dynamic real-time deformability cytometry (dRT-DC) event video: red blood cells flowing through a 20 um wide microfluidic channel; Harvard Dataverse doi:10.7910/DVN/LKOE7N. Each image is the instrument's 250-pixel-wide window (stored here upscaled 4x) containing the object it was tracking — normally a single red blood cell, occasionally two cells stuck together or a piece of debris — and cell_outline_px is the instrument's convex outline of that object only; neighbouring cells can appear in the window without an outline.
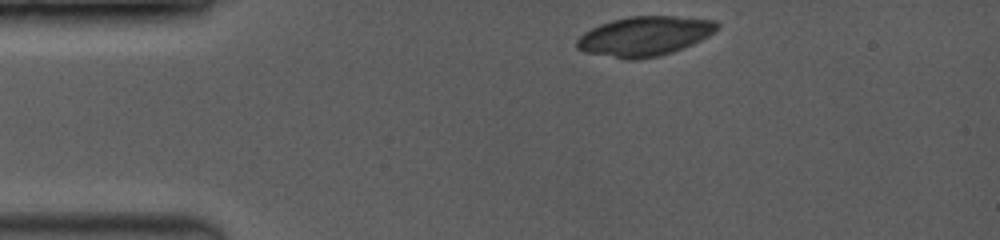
{"species": "common noctule bat (a hibernating species)", "species_latin": "Nyctalus noctula", "temperature_condition": "room temperature", "stored_images_in_passage": 5, "segment_of_instrument_passage": [2, 2], "camera_frame_rate_fps": 3500, "um_per_image_px": 0.085, "animal": {"sex": "female", "body_mass_g": 19.0, "forearm_length_mm": 53.3}, "frame": {"image": 1, "passage_image": 5, "time_ms": 3.714, "image_size_px": [1000, 240], "cell_outline_px": [[720, 28], [716, 32], [692, 44], [672, 52], [660, 56], [636, 60], [624, 60], [584, 52], [576, 48], [576, 40], [584, 32], [592, 28], [612, 20], [632, 16], [672, 16], [716, 20], [720, 24]], "centroid_in_image_um": [54.8, 3.09], "position_along_channel_um": 30.2, "area_um2": 32.54}}